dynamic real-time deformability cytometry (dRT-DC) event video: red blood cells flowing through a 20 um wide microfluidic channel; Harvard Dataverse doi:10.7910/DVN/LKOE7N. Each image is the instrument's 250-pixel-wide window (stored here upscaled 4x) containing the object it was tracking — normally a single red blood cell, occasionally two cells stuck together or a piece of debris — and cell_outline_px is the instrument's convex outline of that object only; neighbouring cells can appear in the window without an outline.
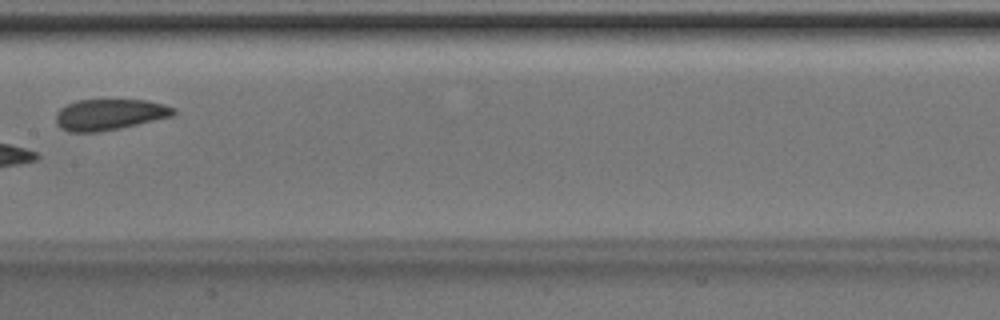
{"species": "Egyptian fruit bat (a non-hibernating species)", "species_latin": "Rousettus aegyptiacus", "temperature_condition": "room temperature", "stored_images_in_passage": 6, "camera_frame_rate_fps": 3000, "um_per_image_px": 0.085, "animal": {"sex": "male"}, "frame": {"image": 1, "passage_image": 6, "time_ms": 1.667, "image_size_px": [1000, 320], "cell_outline_px": [[176, 112], [172, 116], [120, 128], [100, 132], [68, 132], [60, 128], [56, 124], [56, 112], [60, 108], [76, 100], [148, 100], [164, 104], [176, 108]], "centroid_in_image_um": [9.29, 9.74], "position_along_channel_um": 198.1, "area_um2": 21.39}}